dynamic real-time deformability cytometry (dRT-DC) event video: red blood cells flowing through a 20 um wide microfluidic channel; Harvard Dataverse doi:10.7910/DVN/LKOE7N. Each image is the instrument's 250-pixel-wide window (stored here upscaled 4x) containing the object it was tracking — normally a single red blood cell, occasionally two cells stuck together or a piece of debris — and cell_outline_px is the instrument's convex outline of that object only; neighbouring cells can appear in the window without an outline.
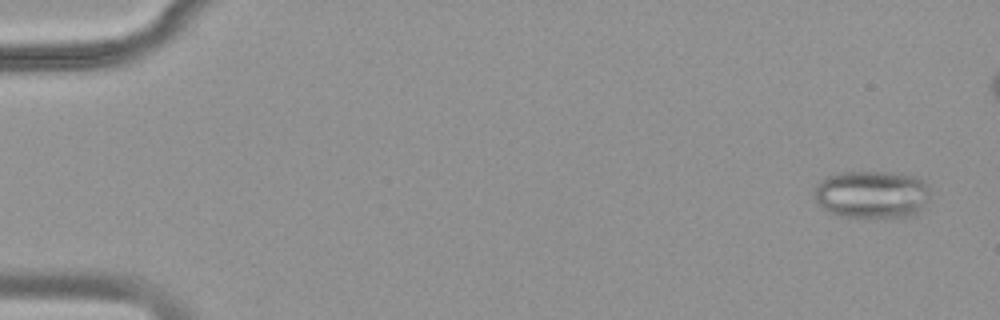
{"species": "common noctule bat (a hibernating species)", "species_latin": "Nyctalus noctula", "temperature_condition": "warm", "stored_images_in_passage": 49, "camera_frame_rate_fps": 3000, "um_per_image_px": 0.085, "animal": {"sex": "female", "body_mass_g": 18.4}, "frame": {"image": 1, "passage_image": 3, "time_ms": 0.667, "image_size_px": [1000, 320], "cell_outline_px": [[928, 196], [920, 208], [912, 216], [840, 216], [828, 212], [820, 208], [812, 192], [812, 188], [820, 180], [828, 176], [840, 172], [892, 172], [916, 176], [924, 180], [928, 184]], "centroid_in_image_um": [74.03, 16.49], "position_along_channel_um": 11.0, "area_um2": 32.19}}
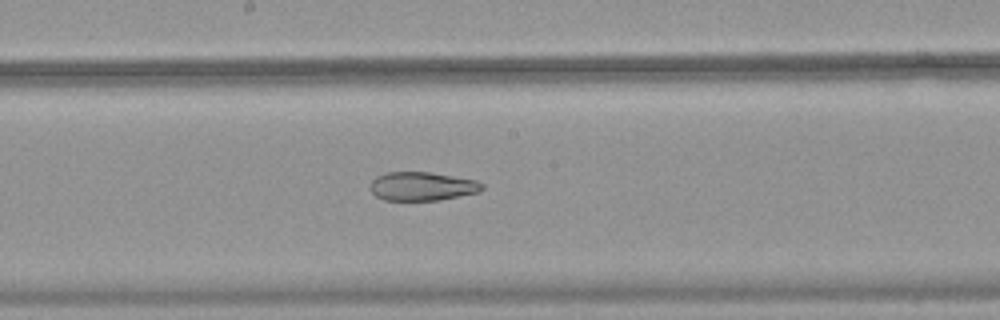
{"frame": {"image": 2, "passage_image": 29, "time_ms": 9.333, "image_size_px": [1000, 320], "cell_outline_px": [[484, 188], [480, 192], [440, 200], [384, 200], [376, 196], [372, 192], [372, 180], [376, 176], [384, 172], [428, 172], [476, 180], [484, 184]], "centroid_in_image_um": [35.9, 15.83], "position_along_channel_um": 212.3, "area_um2": 18.67}}
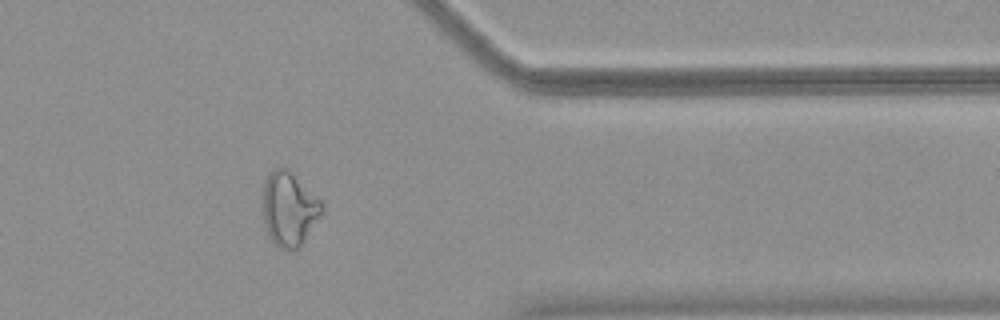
{"frame": {"image": 3, "passage_image": 43, "time_ms": 14.0, "image_size_px": [1000, 320], "cell_outline_px": [[324, 208], [300, 248], [280, 248], [272, 240], [264, 224], [264, 180], [272, 168], [288, 168], [324, 204]], "centroid_in_image_um": [24.58, 17.73], "position_along_channel_um": 386.8, "area_um2": 25.03}}